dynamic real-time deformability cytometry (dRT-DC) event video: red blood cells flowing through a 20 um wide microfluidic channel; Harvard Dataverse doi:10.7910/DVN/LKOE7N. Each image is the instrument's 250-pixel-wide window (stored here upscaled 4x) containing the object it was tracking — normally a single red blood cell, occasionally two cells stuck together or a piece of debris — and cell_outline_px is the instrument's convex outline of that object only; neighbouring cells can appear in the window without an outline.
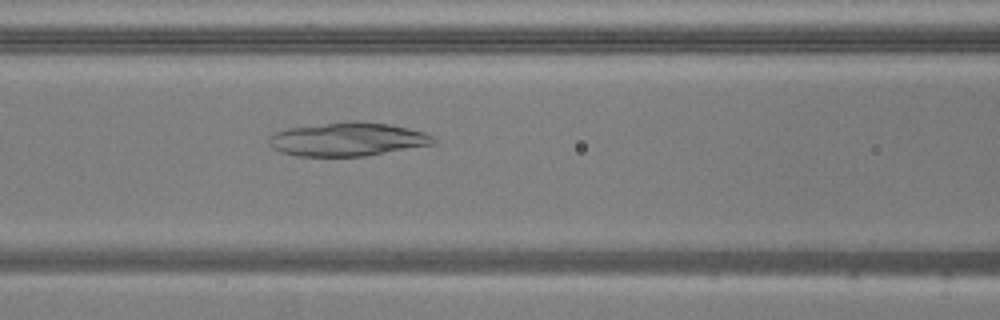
{"species": "common noctule bat (a hibernating species)", "species_latin": "Nyctalus noctula", "temperature_condition": "warm", "stored_images_in_passage": 44, "camera_frame_rate_fps": 3000, "um_per_image_px": 0.085, "animal": {"sex": "male", "body_mass_g": 20.5, "forearm_length_mm": 52.5}, "frame": {"image": 1, "passage_image": 20, "time_ms": 6.333, "image_size_px": [1000, 320], "cell_outline_px": [[436, 144], [364, 156], [296, 156], [280, 152], [272, 148], [268, 144], [268, 136], [276, 132], [288, 128], [360, 120], [388, 124], [424, 132], [432, 136], [436, 140]], "centroid_in_image_um": [29.53, 11.85], "position_along_channel_um": 137.1, "area_um2": 32.14}}
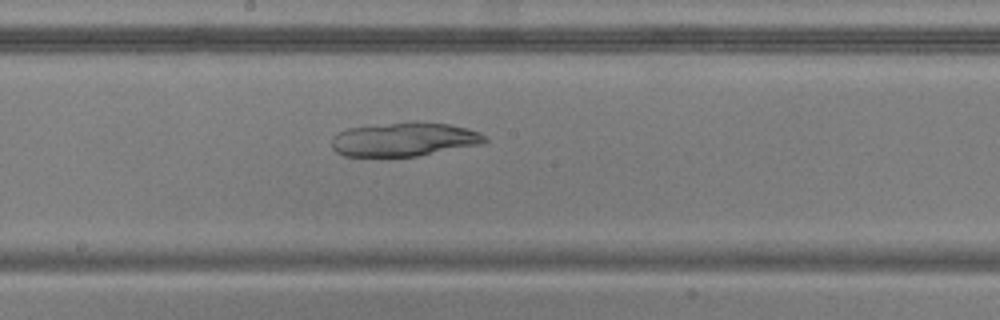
{"frame": {"image": 2, "passage_image": 26, "time_ms": 8.333, "image_size_px": [1000, 320], "cell_outline_px": [[488, 140], [480, 144], [416, 156], [344, 156], [336, 152], [332, 148], [332, 136], [348, 128], [412, 120], [420, 120], [448, 124], [468, 128], [480, 132], [488, 136]], "centroid_in_image_um": [34.38, 11.82], "position_along_channel_um": 213.8, "area_um2": 30.52}}
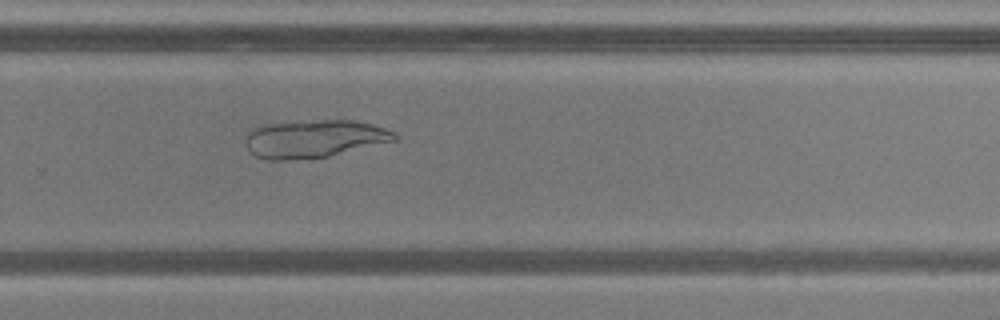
{"frame": {"image": 3, "passage_image": 33, "time_ms": 10.667, "image_size_px": [1000, 320], "cell_outline_px": [[396, 140], [328, 156], [288, 160], [268, 160], [256, 156], [248, 148], [244, 140], [244, 136], [252, 128], [260, 124], [316, 120], [352, 120], [372, 124], [384, 128], [392, 132], [396, 136]], "centroid_in_image_um": [26.63, 11.78], "position_along_channel_um": 303.2, "area_um2": 32.71}}